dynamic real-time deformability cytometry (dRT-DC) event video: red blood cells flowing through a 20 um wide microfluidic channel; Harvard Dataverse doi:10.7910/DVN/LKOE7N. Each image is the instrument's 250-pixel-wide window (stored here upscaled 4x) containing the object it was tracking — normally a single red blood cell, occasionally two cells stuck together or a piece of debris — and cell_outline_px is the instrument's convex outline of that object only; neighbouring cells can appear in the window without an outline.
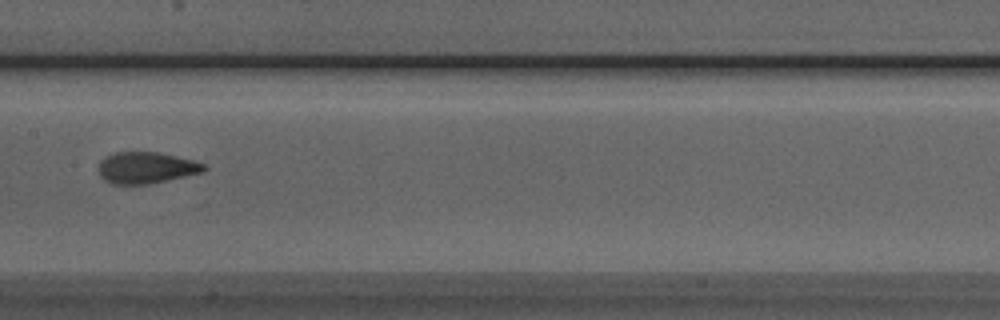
{"species": "Egyptian fruit bat (a non-hibernating species)", "species_latin": "Rousettus aegyptiacus", "temperature_condition": "room temperature", "stored_images_in_passage": 5, "camera_frame_rate_fps": 3000, "um_per_image_px": 0.085, "animal": {"sex": "male"}, "frame": {"image": 1, "passage_image": 5, "time_ms": 1.333, "image_size_px": [1000, 320], "cell_outline_px": [[208, 168], [204, 172], [148, 184], [112, 184], [104, 180], [100, 176], [100, 160], [104, 156], [116, 152], [160, 152], [192, 160], [204, 164]], "centroid_in_image_um": [12.43, 14.25], "position_along_channel_um": 195.0, "area_um2": 19.31}}